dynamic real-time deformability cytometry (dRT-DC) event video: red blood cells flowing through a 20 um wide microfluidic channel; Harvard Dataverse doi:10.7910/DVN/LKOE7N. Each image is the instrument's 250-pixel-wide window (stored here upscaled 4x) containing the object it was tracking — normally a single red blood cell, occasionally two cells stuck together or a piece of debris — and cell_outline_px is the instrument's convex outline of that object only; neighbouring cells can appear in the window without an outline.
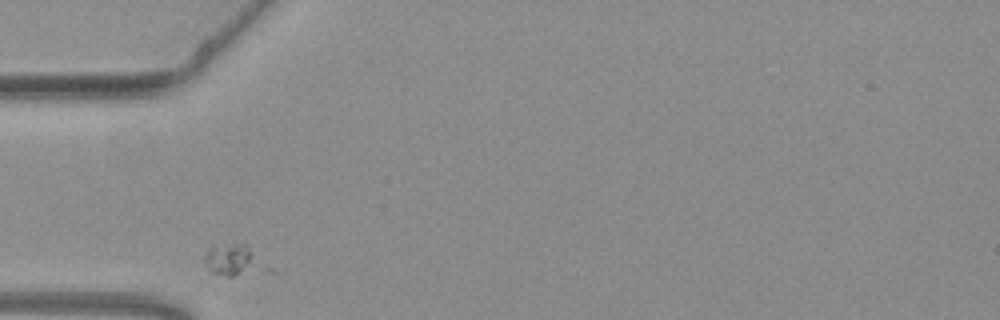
{"species": "common noctule bat (a hibernating species)", "species_latin": "Nyctalus noctula", "temperature_condition": "warm", "stored_images_in_passage": 28, "camera_frame_rate_fps": 3000, "um_per_image_px": 0.085, "animal": {"sex": "female", "body_mass_g": 19.3, "forearm_length_mm": 54.1}, "frame": {"image": 1, "passage_image": 1, "time_ms": 0.0, "image_size_px": [1000, 320], "cell_outline_px": [[284, 272], [232, 276], [228, 276], [208, 272], [204, 264], [204, 256], [208, 248], [212, 244], [232, 240], [244, 244]], "centroid_in_image_um": [20.08, 22.13], "position_along_channel_um": 64.9, "area_um2": 13.35}}